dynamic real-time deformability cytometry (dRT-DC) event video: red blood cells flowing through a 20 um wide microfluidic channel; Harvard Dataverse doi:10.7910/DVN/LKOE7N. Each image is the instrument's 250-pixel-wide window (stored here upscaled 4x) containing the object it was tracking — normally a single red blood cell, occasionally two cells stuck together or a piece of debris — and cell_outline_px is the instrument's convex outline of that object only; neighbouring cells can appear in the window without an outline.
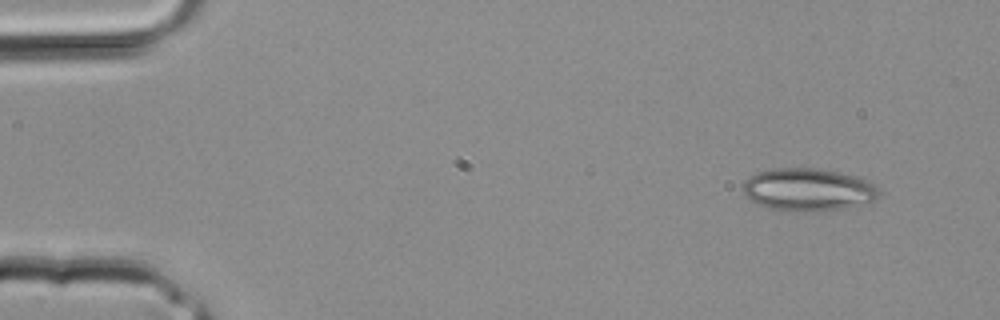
{"species": "common noctule bat (a hibernating species)", "species_latin": "Nyctalus noctula", "temperature_condition": "room temperature", "stored_images_in_passage": 32, "camera_frame_rate_fps": 3000, "um_per_image_px": 0.085, "animal": {"sex": "male", "body_mass_g": 20.4}, "frame": {"image": 1, "passage_image": 1, "time_ms": 0.0, "image_size_px": [1000, 320], "cell_outline_px": [[880, 192], [876, 200], [844, 208], [804, 212], [768, 208], [748, 200], [744, 192], [744, 180], [748, 176], [756, 172], [776, 168], [816, 168], [840, 172], [860, 176], [876, 184]], "centroid_in_image_um": [68.7, 16.1], "position_along_channel_um": 16.3, "area_um2": 34.1}}
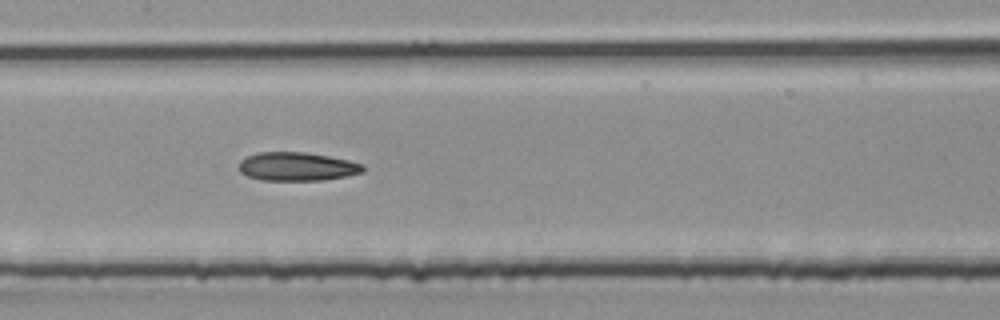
{"frame": {"image": 2, "passage_image": 15, "time_ms": 4.667, "image_size_px": [1000, 320], "cell_outline_px": [[364, 172], [348, 176], [324, 180], [264, 180], [248, 176], [240, 172], [240, 160], [248, 156], [260, 152], [304, 152], [328, 156], [348, 160], [364, 164]], "centroid_in_image_um": [25.29, 14.16], "position_along_channel_um": 182.1, "area_um2": 20.58}}
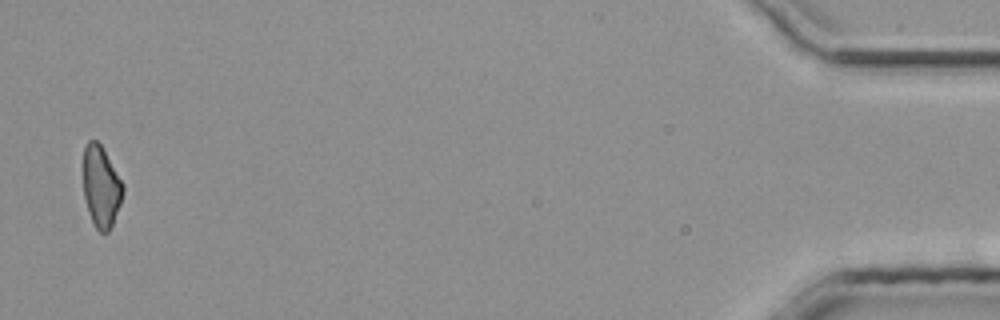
{"frame": {"image": 3, "passage_image": 32, "time_ms": 10.333, "image_size_px": [1000, 320], "cell_outline_px": [[124, 192], [120, 204], [112, 224], [108, 232], [100, 232], [96, 228], [88, 212], [84, 196], [84, 144], [88, 140], [96, 140], [100, 144], [124, 184]], "centroid_in_image_um": [8.6, 15.85], "position_along_channel_um": 426.6, "area_um2": 18.61}}